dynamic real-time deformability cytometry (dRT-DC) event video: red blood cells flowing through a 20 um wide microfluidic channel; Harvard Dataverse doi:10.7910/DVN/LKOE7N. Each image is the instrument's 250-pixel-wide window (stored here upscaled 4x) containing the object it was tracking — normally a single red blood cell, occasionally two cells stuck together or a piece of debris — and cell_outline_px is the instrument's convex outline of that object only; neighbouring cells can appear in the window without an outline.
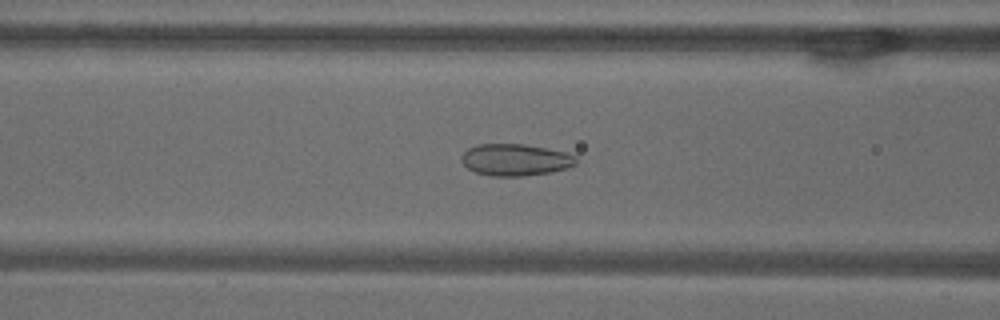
{"species": "common noctule bat (a hibernating species)", "species_latin": "Nyctalus noctula", "temperature_condition": "warm", "stored_images_in_passage": 52, "camera_frame_rate_fps": 3000, "um_per_image_px": 0.085, "animal": {"sex": "male", "body_mass_g": 18.8}, "frame": {"image": 1, "passage_image": 21, "time_ms": 6.667, "image_size_px": [1000, 320], "cell_outline_px": [[576, 164], [568, 168], [552, 172], [524, 176], [492, 176], [476, 172], [468, 168], [460, 160], [460, 156], [468, 148], [476, 144], [524, 144], [564, 152], [576, 156]], "centroid_in_image_um": [43.79, 13.58], "position_along_channel_um": 122.8, "area_um2": 21.27}}
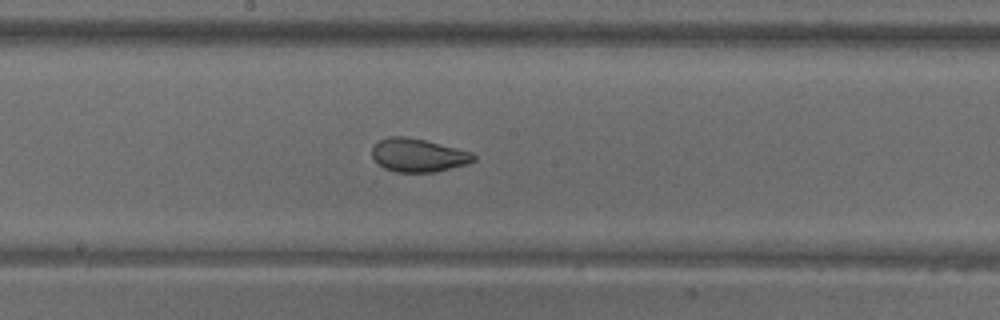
{"frame": {"image": 2, "passage_image": 28, "time_ms": 9.0, "image_size_px": [1000, 320], "cell_outline_px": [[476, 160], [468, 164], [436, 172], [396, 172], [384, 168], [372, 156], [372, 144], [388, 136], [404, 136], [424, 140], [472, 152], [476, 156]], "centroid_in_image_um": [35.55, 13.19], "position_along_channel_um": 212.7, "area_um2": 19.77}}
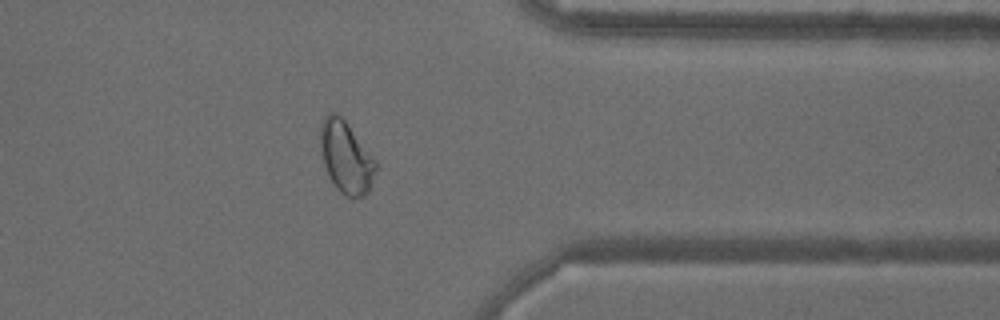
{"frame": {"image": 3, "passage_image": 42, "time_ms": 13.667, "image_size_px": [1000, 320], "cell_outline_px": [[376, 168], [368, 192], [364, 196], [352, 200], [340, 192], [336, 188], [328, 176], [324, 164], [320, 148], [320, 124], [324, 116], [332, 112], [336, 112], [348, 124], [376, 160]], "centroid_in_image_um": [29.39, 13.38], "position_along_channel_um": 382.0, "area_um2": 23.35}, "authors_computed_cell_mechanics": {"area_um2": 24.0159, "velocity_mm_per_s": 3.8456, "shape_relaxation_time_tau1_ms": null, "shape_relaxation_time_tau2_ms": 0.718, "deformation_change_tau1": null, "deformation_change_tau2": 0.0576}}